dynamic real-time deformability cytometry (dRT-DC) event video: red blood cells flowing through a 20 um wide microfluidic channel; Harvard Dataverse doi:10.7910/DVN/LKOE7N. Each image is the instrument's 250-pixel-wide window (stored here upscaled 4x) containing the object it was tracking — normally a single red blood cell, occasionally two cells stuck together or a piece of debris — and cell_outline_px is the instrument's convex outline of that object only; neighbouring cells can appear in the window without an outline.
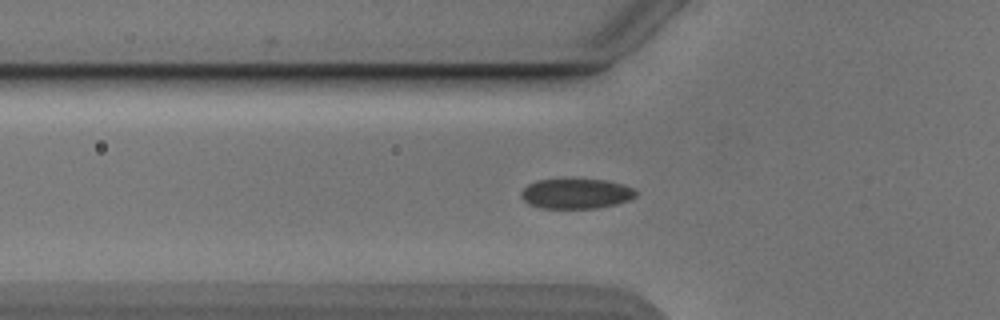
{"species": "Egyptian fruit bat (a non-hibernating species)", "species_latin": "Rousettus aegyptiacus", "temperature_condition": "cold", "stored_images_in_passage": 48, "camera_frame_rate_fps": 3000, "um_per_image_px": 0.085, "animal": {"sex": "male"}, "frame": {"image": 1, "passage_image": 12, "time_ms": 3.667, "image_size_px": [1000, 320], "cell_outline_px": [[636, 196], [628, 200], [616, 204], [596, 208], [544, 208], [528, 204], [520, 196], [520, 192], [528, 184], [536, 180], [608, 180], [624, 184], [632, 188], [636, 192]], "centroid_in_image_um": [48.96, 16.46], "position_along_channel_um": 76.8, "area_um2": 19.94}}
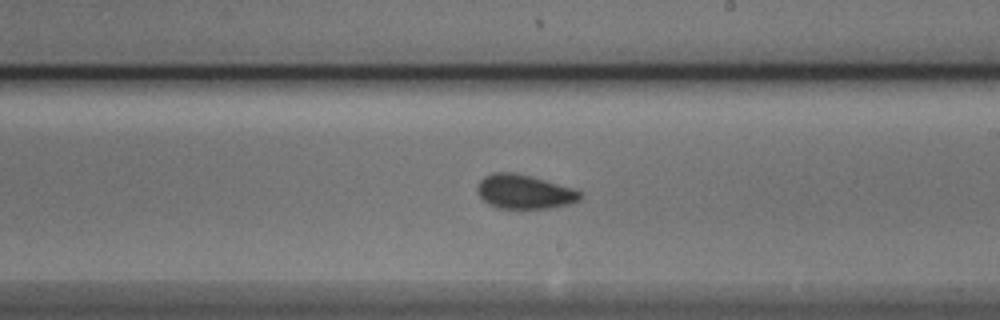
{"frame": {"image": 2, "passage_image": 25, "time_ms": 8.0, "image_size_px": [1000, 320], "cell_outline_px": [[584, 192], [580, 200], [568, 204], [548, 208], [496, 208], [488, 204], [476, 192], [476, 188], [480, 180], [484, 176], [492, 172], [512, 172], [576, 188]], "centroid_in_image_um": [44.57, 16.3], "position_along_channel_um": 244.4, "area_um2": 20.58}}
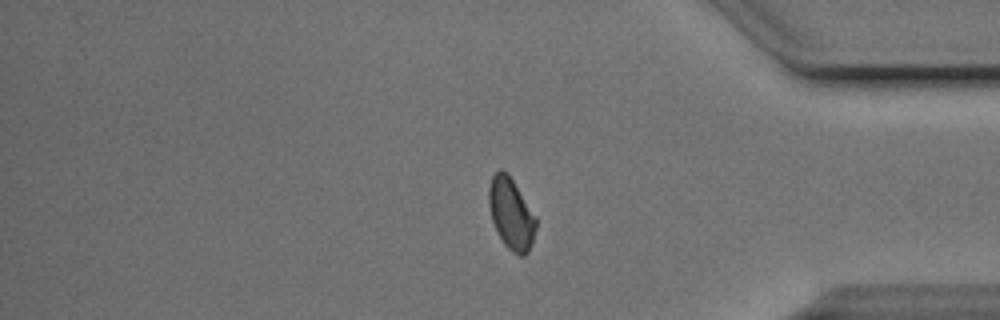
{"frame": {"image": 3, "passage_image": 38, "time_ms": 12.333, "image_size_px": [1000, 320], "cell_outline_px": [[536, 228], [532, 244], [528, 252], [524, 256], [520, 256], [512, 252], [504, 244], [496, 232], [492, 220], [488, 204], [488, 188], [492, 176], [500, 168], [508, 172], [536, 216]], "centroid_in_image_um": [43.44, 18.16], "position_along_channel_um": 391.8, "area_um2": 19.88}, "authors_computed_cell_mechanics": {"area_um2": 20.3167, "velocity_mm_per_s": 3.8607, "shape_relaxation_time_tau1_ms": 2.8639, "shape_relaxation_time_tau2_ms": 0.8424, "deformation_change_tau1": 0.0879, "deformation_change_tau2": 0.0565}}